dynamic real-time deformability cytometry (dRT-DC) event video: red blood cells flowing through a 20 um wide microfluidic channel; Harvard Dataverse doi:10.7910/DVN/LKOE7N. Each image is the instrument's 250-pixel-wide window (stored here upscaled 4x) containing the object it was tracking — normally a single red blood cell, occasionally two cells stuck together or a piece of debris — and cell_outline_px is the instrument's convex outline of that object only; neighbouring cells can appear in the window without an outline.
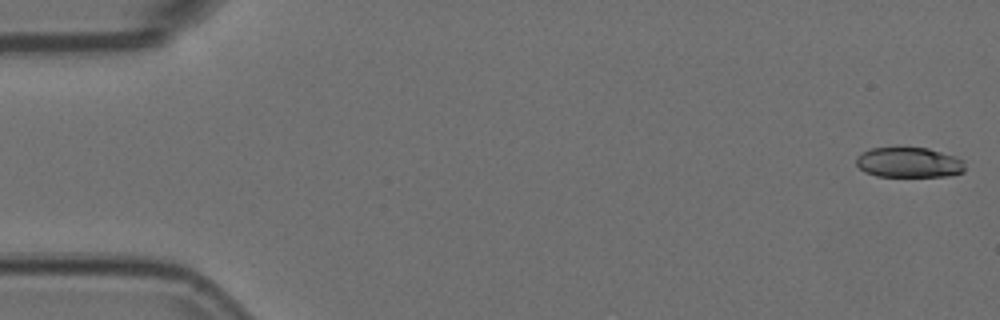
{"species": "Egyptian fruit bat (a non-hibernating species)", "species_latin": "Rousettus aegyptiacus", "temperature_condition": "room temperature", "stored_images_in_passage": 54, "camera_frame_rate_fps": 3000, "um_per_image_px": 0.085, "animal": {"sex": "female"}, "frame": {"image": 1, "passage_image": 1, "time_ms": 0.0, "image_size_px": [1000, 320], "cell_outline_px": [[964, 172], [948, 176], [876, 176], [864, 172], [856, 164], [856, 156], [860, 152], [872, 148], [928, 148], [964, 160]], "centroid_in_image_um": [77.22, 13.81], "position_along_channel_um": 7.8, "area_um2": 19.07}}
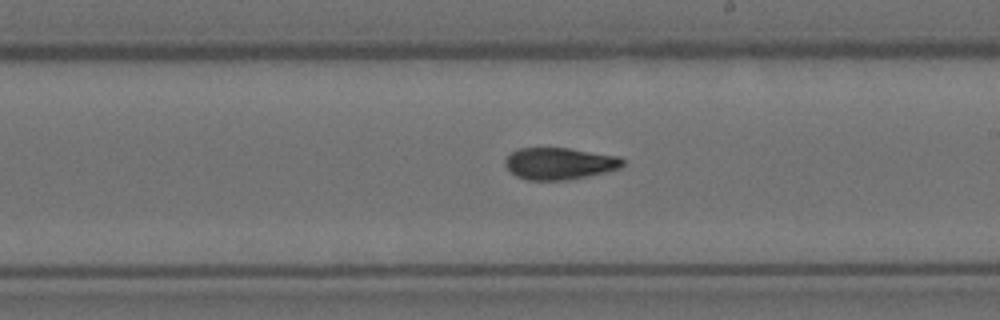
{"frame": {"image": 2, "passage_image": 31, "time_ms": 10.0, "image_size_px": [1000, 320], "cell_outline_px": [[624, 164], [616, 168], [568, 180], [528, 180], [516, 176], [504, 164], [504, 160], [512, 152], [520, 148], [568, 148], [620, 156], [624, 160]], "centroid_in_image_um": [47.51, 13.89], "position_along_channel_um": 241.5, "area_um2": 21.44}}
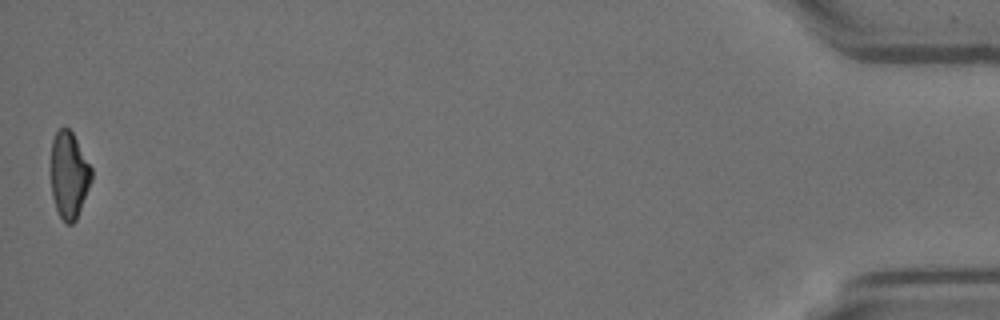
{"frame": {"image": 3, "passage_image": 54, "time_ms": 17.667, "image_size_px": [1000, 320], "cell_outline_px": [[92, 180], [76, 220], [72, 224], [64, 224], [56, 208], [52, 196], [52, 140], [56, 132], [60, 128], [68, 128], [72, 132], [92, 168]], "centroid_in_image_um": [5.88, 14.91], "position_along_channel_um": 429.3, "area_um2": 20.29}, "authors_computed_cell_mechanics": {"area_um2": 21.675, "velocity_mm_per_s": 3.7251, "shape_relaxation_time_tau1_ms": 8.0621, "shape_relaxation_time_tau2_ms": 3.4343, "deformation_change_tau1": 0.2157, "deformation_change_tau2": 0.0981}}